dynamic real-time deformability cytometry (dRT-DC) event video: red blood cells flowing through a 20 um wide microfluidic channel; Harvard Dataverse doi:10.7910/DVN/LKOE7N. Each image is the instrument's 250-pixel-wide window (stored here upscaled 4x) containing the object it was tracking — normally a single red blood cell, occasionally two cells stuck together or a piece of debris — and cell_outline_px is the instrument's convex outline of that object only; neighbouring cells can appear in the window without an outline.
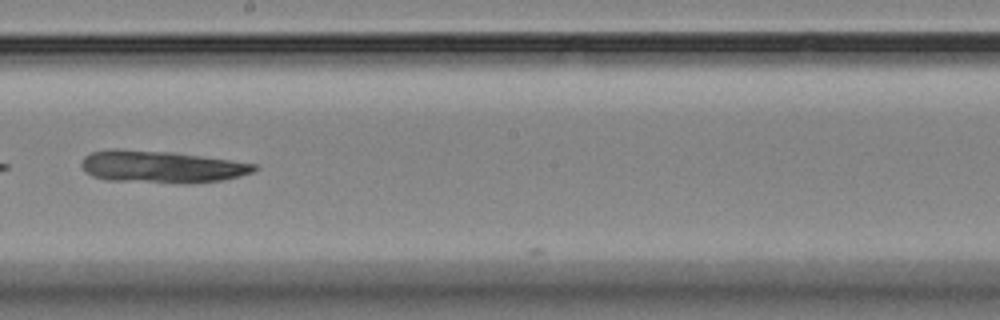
{"species": "Egyptian fruit bat (a non-hibernating species)", "species_latin": "Rousettus aegyptiacus", "temperature_condition": "room temperature", "stored_images_in_passage": 12, "camera_frame_rate_fps": 3000, "um_per_image_px": 0.085, "animal": {"sex": "female"}, "frame": {"image": 1, "passage_image": 5, "time_ms": 4.667, "image_size_px": [1000, 320], "cell_outline_px": [[256, 168], [252, 172], [240, 176], [224, 180], [188, 184], [176, 184], [104, 180], [92, 176], [84, 172], [80, 164], [84, 156], [92, 152], [112, 148], [116, 148], [172, 152], [256, 164]], "centroid_in_image_um": [13.64, 14.19], "position_along_channel_um": 234.6, "area_um2": 32.83}}
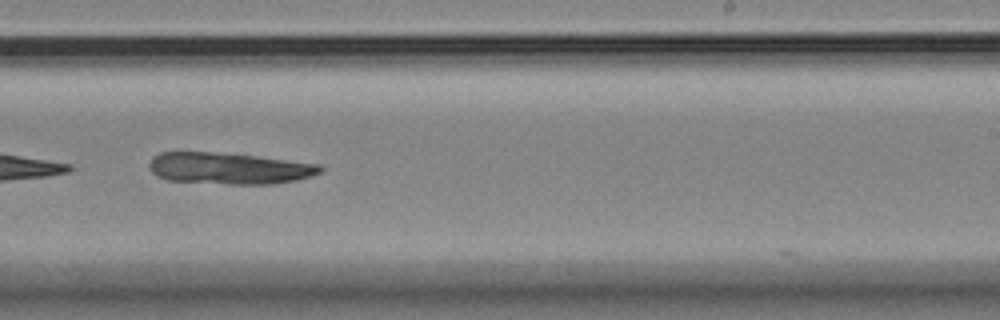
{"frame": {"image": 2, "passage_image": 6, "time_ms": 5.667, "image_size_px": [1000, 320], "cell_outline_px": [[324, 168], [320, 172], [312, 176], [296, 180], [276, 184], [228, 184], [168, 180], [156, 176], [152, 172], [148, 164], [152, 156], [160, 152], [212, 152], [256, 156], [320, 164]], "centroid_in_image_um": [19.46, 14.31], "position_along_channel_um": 269.5, "area_um2": 31.5}}
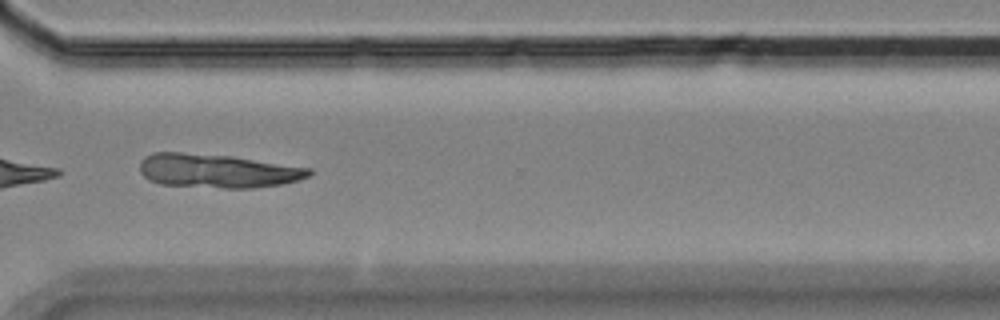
{"frame": {"image": 3, "passage_image": 8, "time_ms": 8.0, "image_size_px": [1000, 320], "cell_outline_px": [[312, 172], [308, 176], [296, 180], [280, 184], [252, 188], [224, 188], [160, 184], [148, 180], [140, 172], [140, 160], [144, 156], [152, 152], [180, 152], [232, 156], [312, 168]], "centroid_in_image_um": [18.43, 14.51], "position_along_channel_um": 352.2, "area_um2": 33.41}}